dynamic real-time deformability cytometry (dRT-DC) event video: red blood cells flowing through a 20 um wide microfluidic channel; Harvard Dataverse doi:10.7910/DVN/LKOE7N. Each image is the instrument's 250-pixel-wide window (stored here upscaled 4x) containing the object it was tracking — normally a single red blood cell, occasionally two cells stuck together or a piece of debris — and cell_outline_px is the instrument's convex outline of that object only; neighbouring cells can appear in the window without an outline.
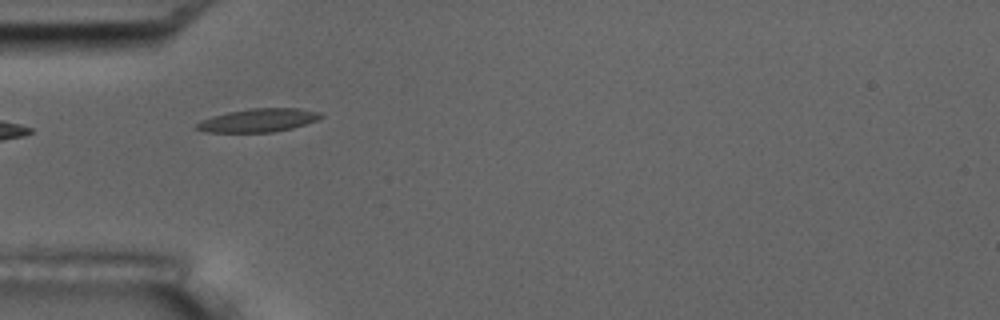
{"species": "common noctule bat (a hibernating species)", "species_latin": "Nyctalus noctula", "temperature_condition": "room temperature", "stored_images_in_passage": 8, "segment_of_instrument_passage": [2, 2], "camera_frame_rate_fps": 3000, "um_per_image_px": 0.085, "animal": {"sex": "male", "body_mass_g": 17.5, "forearm_length_mm": 52.3}, "frame": {"image": 1, "passage_image": 5, "time_ms": 5.333, "image_size_px": [1000, 320], "cell_outline_px": [[324, 116], [316, 120], [292, 128], [272, 132], [204, 132], [196, 128], [196, 124], [200, 120], [212, 116], [228, 112], [252, 108], [300, 108], [320, 112]], "centroid_in_image_um": [21.95, 10.22], "position_along_channel_um": 63.1, "area_um2": 16.82}}
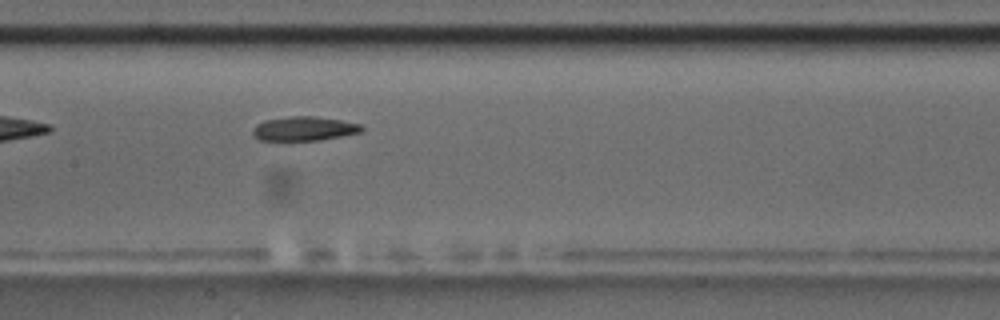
{"frame": {"image": 2, "passage_image": 8, "time_ms": 8.667, "image_size_px": [1000, 320], "cell_outline_px": [[364, 128], [360, 132], [344, 136], [320, 140], [260, 140], [252, 136], [252, 128], [256, 124], [264, 120], [288, 116], [312, 116], [340, 120], [360, 124]], "centroid_in_image_um": [25.81, 10.93], "position_along_channel_um": 181.6, "area_um2": 15.43}}